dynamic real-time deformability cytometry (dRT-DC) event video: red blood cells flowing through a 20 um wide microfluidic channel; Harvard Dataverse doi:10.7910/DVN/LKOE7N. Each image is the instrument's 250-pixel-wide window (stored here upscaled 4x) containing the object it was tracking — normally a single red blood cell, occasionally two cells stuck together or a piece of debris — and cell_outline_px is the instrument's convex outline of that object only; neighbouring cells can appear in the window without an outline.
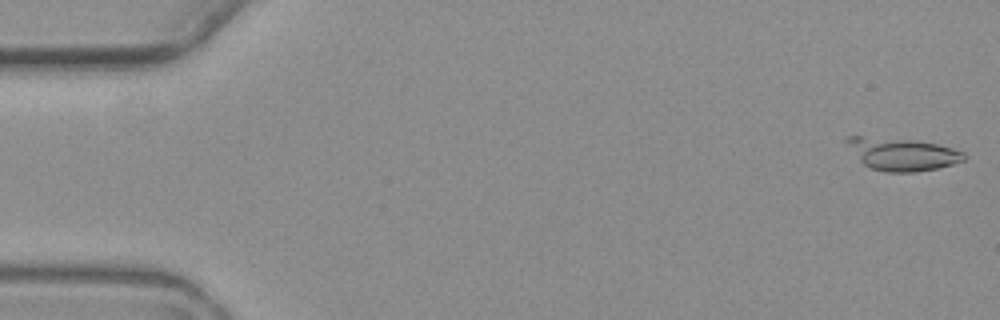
{"species": "common noctule bat (a hibernating species)", "species_latin": "Nyctalus noctula", "temperature_condition": "warm", "stored_images_in_passage": 7, "camera_frame_rate_fps": 3000, "um_per_image_px": 0.085, "animal": {"sex": "female", "body_mass_g": 19.3, "forearm_length_mm": 54.1}, "frame": {"image": 1, "passage_image": 7, "time_ms": 8.0, "image_size_px": [1000, 320], "cell_outline_px": [[968, 156], [964, 160], [952, 164], [936, 168], [916, 172], [888, 172], [872, 168], [864, 164], [860, 160], [844, 140], [844, 136], [860, 136], [916, 140], [940, 144], [964, 152]], "centroid_in_image_um": [76.71, 13.09], "position_along_channel_um": 8.3, "area_um2": 22.14}}